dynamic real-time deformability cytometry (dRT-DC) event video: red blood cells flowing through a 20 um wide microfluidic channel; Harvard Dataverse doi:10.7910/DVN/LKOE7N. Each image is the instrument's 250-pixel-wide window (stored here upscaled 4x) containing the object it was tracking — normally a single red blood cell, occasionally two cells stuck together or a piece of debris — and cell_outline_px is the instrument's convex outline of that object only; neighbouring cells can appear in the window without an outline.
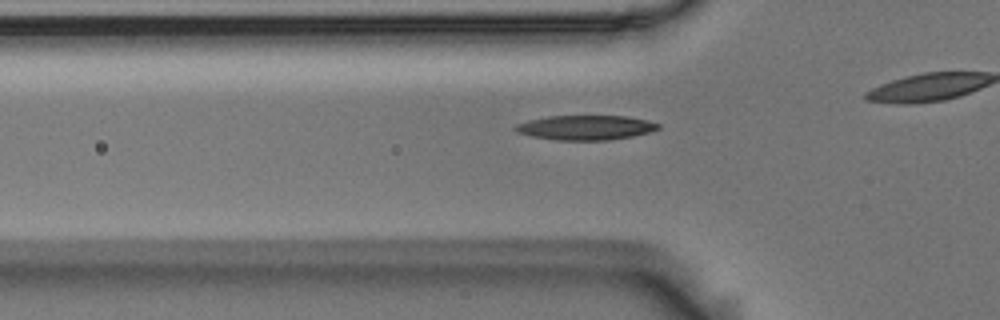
{"species": "Egyptian fruit bat (a non-hibernating species)", "species_latin": "Rousettus aegyptiacus", "temperature_condition": "room temperature", "stored_images_in_passage": 31, "camera_frame_rate_fps": 3000, "um_per_image_px": 0.085, "animal": {"sex": "male"}, "frame": {"image": 1, "passage_image": 6, "time_ms": 1.667, "image_size_px": [1000, 320], "cell_outline_px": [[660, 128], [648, 132], [632, 136], [608, 140], [556, 140], [532, 136], [516, 132], [512, 128], [516, 124], [528, 120], [548, 116], [628, 116], [648, 120], [660, 124]], "centroid_in_image_um": [49.76, 10.84], "position_along_channel_um": 76.0, "area_um2": 20.52}}
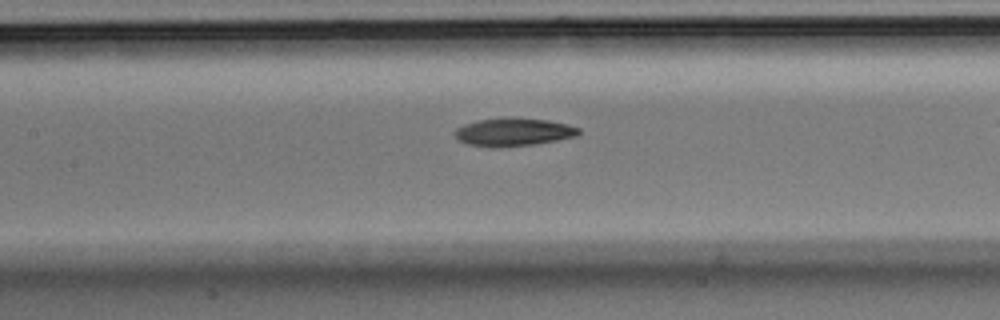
{"frame": {"image": 2, "passage_image": 13, "time_ms": 4.0, "image_size_px": [1000, 320], "cell_outline_px": [[580, 132], [576, 136], [556, 140], [532, 144], [500, 148], [492, 148], [468, 144], [456, 140], [452, 132], [456, 128], [464, 124], [480, 120], [544, 120], [564, 124], [580, 128]], "centroid_in_image_um": [43.55, 11.28], "position_along_channel_um": 163.8, "area_um2": 19.48}}
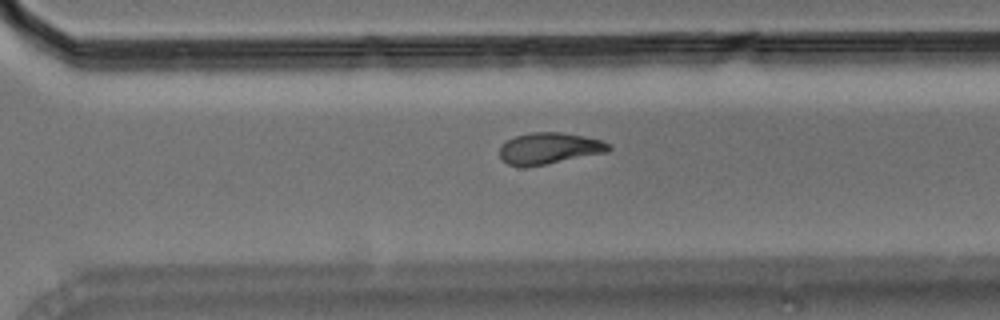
{"frame": {"image": 3, "passage_image": 26, "time_ms": 8.333, "image_size_px": [1000, 320], "cell_outline_px": [[612, 148], [608, 152], [524, 168], [508, 164], [500, 156], [500, 148], [512, 136], [532, 132], [560, 132], [584, 136], [600, 140], [612, 144]], "centroid_in_image_um": [46.7, 12.61], "position_along_channel_um": 323.9, "area_um2": 20.0}}